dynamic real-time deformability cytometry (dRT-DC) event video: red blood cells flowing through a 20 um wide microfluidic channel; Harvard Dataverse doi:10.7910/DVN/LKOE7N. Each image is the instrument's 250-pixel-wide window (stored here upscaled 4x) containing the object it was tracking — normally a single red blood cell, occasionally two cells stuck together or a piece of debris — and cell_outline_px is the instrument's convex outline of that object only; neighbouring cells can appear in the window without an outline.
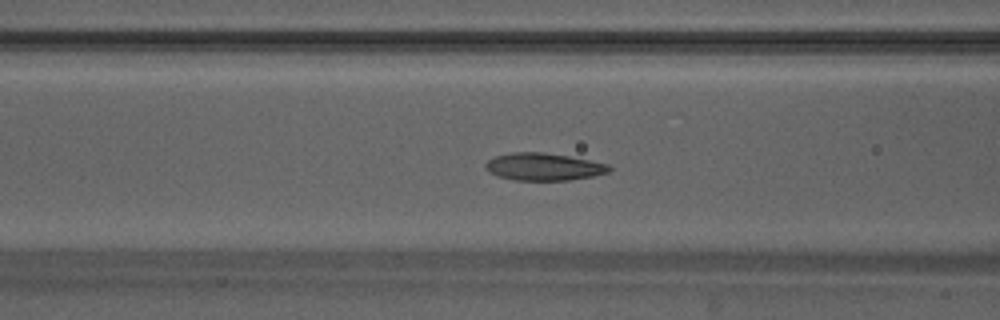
{"species": "Egyptian fruit bat (a non-hibernating species)", "species_latin": "Rousettus aegyptiacus", "temperature_condition": "warm", "stored_images_in_passage": 38, "camera_frame_rate_fps": 3000, "um_per_image_px": 0.085, "animal": {"sex": "male"}, "frame": {"image": 1, "passage_image": 8, "time_ms": 2.333, "image_size_px": [1000, 320], "cell_outline_px": [[612, 168], [608, 172], [592, 176], [568, 180], [516, 180], [496, 176], [488, 172], [484, 168], [484, 164], [488, 160], [496, 156], [512, 152], [544, 152], [568, 156], [608, 164]], "centroid_in_image_um": [46.16, 14.17], "position_along_channel_um": 120.4, "area_um2": 19.71}}
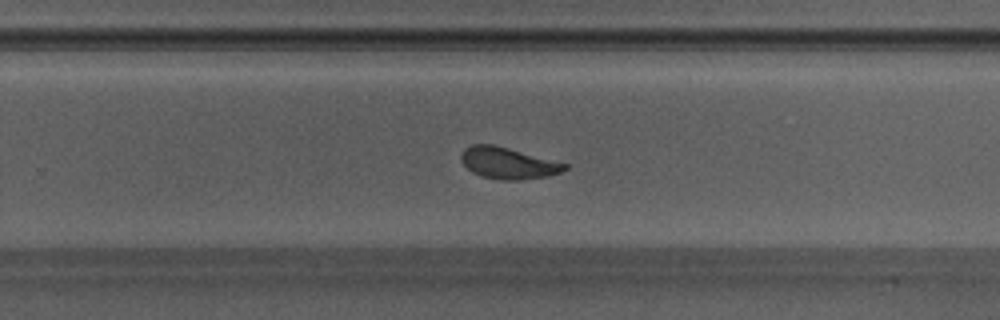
{"frame": {"image": 2, "passage_image": 20, "time_ms": 6.333, "image_size_px": [1000, 320], "cell_outline_px": [[568, 168], [560, 172], [548, 176], [520, 180], [500, 180], [480, 176], [472, 172], [460, 160], [460, 152], [464, 148], [472, 144], [492, 144], [508, 148], [568, 164]], "centroid_in_image_um": [43.14, 13.87], "position_along_channel_um": 286.7, "area_um2": 19.02}}
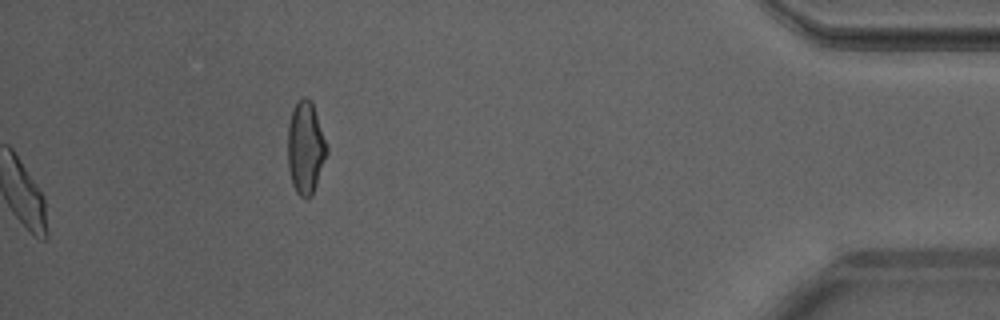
{"frame": {"image": 3, "passage_image": 38, "time_ms": 12.333, "image_size_px": [1000, 320], "cell_outline_px": [[328, 152], [312, 196], [300, 196], [296, 192], [292, 184], [288, 168], [288, 124], [292, 112], [296, 104], [304, 96], [312, 104], [328, 148]], "centroid_in_image_um": [25.96, 12.61], "position_along_channel_um": 409.2, "area_um2": 20.58}, "authors_computed_cell_mechanics": {"area_um2": 19.6231, "velocity_mm_per_s": 4.162, "shape_relaxation_time_tau1_ms": 2.5749, "shape_relaxation_time_tau2_ms": 1.2839, "deformation_change_tau1": 0.1517, "deformation_change_tau2": 0.0847}}